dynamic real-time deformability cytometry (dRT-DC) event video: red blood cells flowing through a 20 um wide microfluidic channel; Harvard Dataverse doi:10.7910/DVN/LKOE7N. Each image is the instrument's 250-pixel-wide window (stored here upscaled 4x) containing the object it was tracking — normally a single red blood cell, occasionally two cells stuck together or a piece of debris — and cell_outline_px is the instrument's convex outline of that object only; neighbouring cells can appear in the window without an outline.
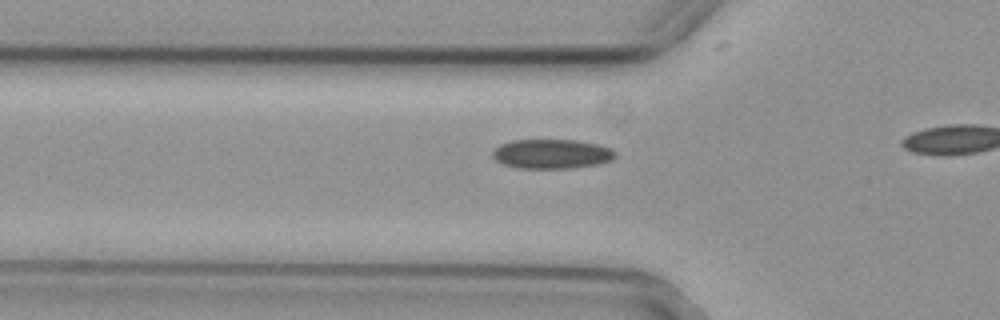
{"species": "common noctule bat (a hibernating species)", "species_latin": "Nyctalus noctula", "temperature_condition": "cold", "stored_images_in_passage": 19, "camera_frame_rate_fps": 3000, "um_per_image_px": 0.085, "animal": {"sex": "female", "body_mass_g": 29.2, "forearm_length_mm": 56.3}, "frame": {"image": 1, "passage_image": 14, "time_ms": 4.333, "image_size_px": [1000, 320], "cell_outline_px": [[616, 156], [612, 160], [596, 164], [572, 168], [516, 168], [504, 164], [496, 160], [492, 156], [492, 152], [500, 144], [512, 140], [576, 140], [596, 144], [612, 148], [616, 152]], "centroid_in_image_um": [46.9, 13.08], "position_along_channel_um": 78.9, "area_um2": 21.04}}